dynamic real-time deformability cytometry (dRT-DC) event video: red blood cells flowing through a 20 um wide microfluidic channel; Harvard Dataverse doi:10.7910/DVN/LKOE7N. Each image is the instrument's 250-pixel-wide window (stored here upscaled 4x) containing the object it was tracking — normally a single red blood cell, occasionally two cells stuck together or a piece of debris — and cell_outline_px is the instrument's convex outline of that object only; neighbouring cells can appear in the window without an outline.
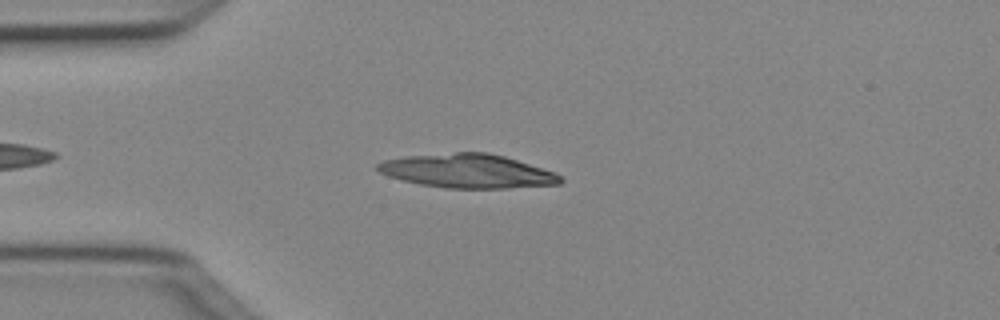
{"species": "Egyptian fruit bat (a non-hibernating species)", "species_latin": "Rousettus aegyptiacus", "temperature_condition": "cold", "stored_images_in_passage": 41, "camera_frame_rate_fps": 3000, "um_per_image_px": 0.085, "animal": {"sex": "female"}, "frame": {"image": 1, "passage_image": 7, "time_ms": 2.0, "image_size_px": [1000, 320], "cell_outline_px": [[564, 180], [560, 184], [508, 188], [444, 188], [420, 184], [388, 176], [380, 172], [376, 168], [376, 164], [384, 160], [404, 156], [456, 152], [488, 152], [504, 156], [556, 172]], "centroid_in_image_um": [39.75, 14.53], "position_along_channel_um": 45.2, "area_um2": 36.13}}